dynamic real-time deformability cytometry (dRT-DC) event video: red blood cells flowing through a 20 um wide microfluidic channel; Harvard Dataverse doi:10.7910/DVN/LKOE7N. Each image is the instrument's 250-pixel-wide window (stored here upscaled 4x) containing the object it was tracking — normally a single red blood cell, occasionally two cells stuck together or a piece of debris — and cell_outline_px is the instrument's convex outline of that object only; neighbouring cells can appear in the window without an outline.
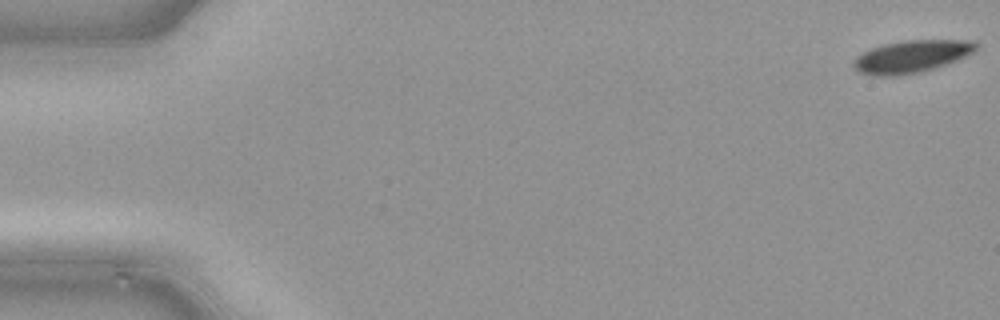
{"species": "common noctule bat (a hibernating species)", "species_latin": "Nyctalus noctula", "temperature_condition": "cold", "stored_images_in_passage": 48, "camera_frame_rate_fps": 3000, "um_per_image_px": 0.085, "animal": {"sex": "male", "body_mass_g": 21.5, "forearm_length_mm": 52.0}, "frame": {"image": 1, "passage_image": 1, "time_ms": 0.0, "image_size_px": [1000, 320], "cell_outline_px": [[980, 48], [976, 52], [956, 60], [920, 72], [896, 76], [872, 76], [860, 72], [852, 64], [852, 60], [856, 56], [872, 48], [884, 44], [904, 40], [976, 40], [980, 44]], "centroid_in_image_um": [77.53, 4.79], "position_along_channel_um": 7.5, "area_um2": 23.29}}
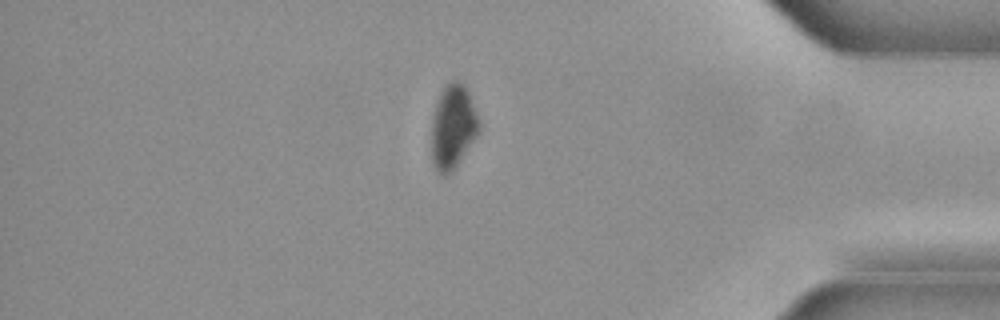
{"frame": {"image": 2, "passage_image": 41, "time_ms": 13.333, "image_size_px": [1000, 320], "cell_outline_px": [[480, 132], [452, 172], [440, 172], [436, 168], [432, 160], [432, 116], [440, 92], [452, 80], [460, 80], [464, 84], [468, 92], [480, 120]], "centroid_in_image_um": [38.52, 10.74], "position_along_channel_um": 396.7, "area_um2": 23.12}}
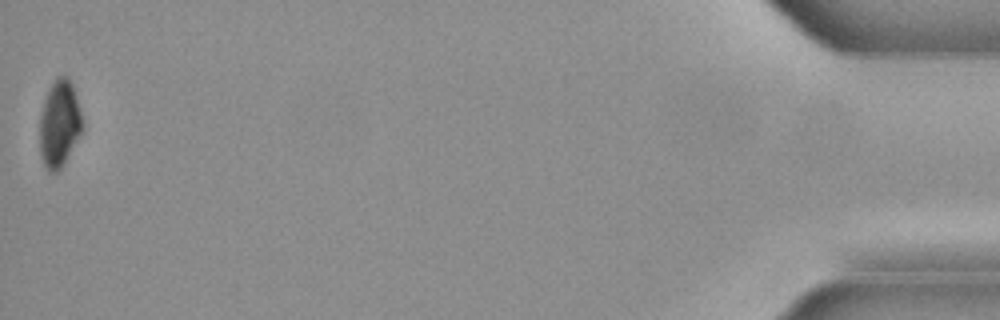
{"frame": {"image": 3, "passage_image": 48, "time_ms": 15.667, "image_size_px": [1000, 320], "cell_outline_px": [[84, 132], [64, 164], [56, 172], [48, 172], [40, 156], [40, 116], [44, 100], [48, 88], [56, 76], [68, 76], [72, 84], [84, 120]], "centroid_in_image_um": [5.08, 10.52], "position_along_channel_um": 430.1, "area_um2": 22.2}}